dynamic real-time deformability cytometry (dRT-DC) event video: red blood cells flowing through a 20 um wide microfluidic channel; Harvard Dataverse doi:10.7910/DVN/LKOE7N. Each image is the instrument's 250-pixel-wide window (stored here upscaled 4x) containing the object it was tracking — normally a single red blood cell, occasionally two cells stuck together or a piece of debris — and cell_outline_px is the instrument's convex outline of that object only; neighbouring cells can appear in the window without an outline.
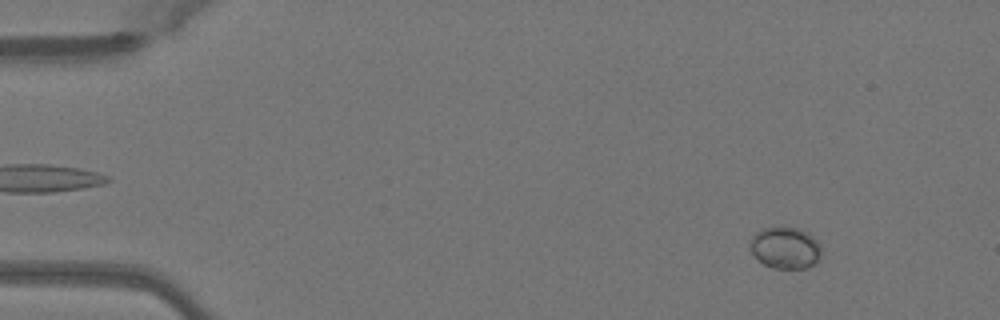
{"species": "Egyptian fruit bat (a non-hibernating species)", "species_latin": "Rousettus aegyptiacus", "temperature_condition": "warm", "stored_images_in_passage": 51, "camera_frame_rate_fps": 3000, "um_per_image_px": 0.085, "animal": {"sex": "female"}, "frame": {"image": 1, "passage_image": 6, "time_ms": 1.667, "image_size_px": [1000, 320], "cell_outline_px": [[824, 256], [812, 264], [804, 268], [772, 268], [764, 264], [752, 252], [748, 244], [748, 240], [756, 232], [764, 228], [796, 228], [804, 232], [816, 240]], "centroid_in_image_um": [66.73, 21.08], "position_along_channel_um": 18.3, "area_um2": 17.05}}
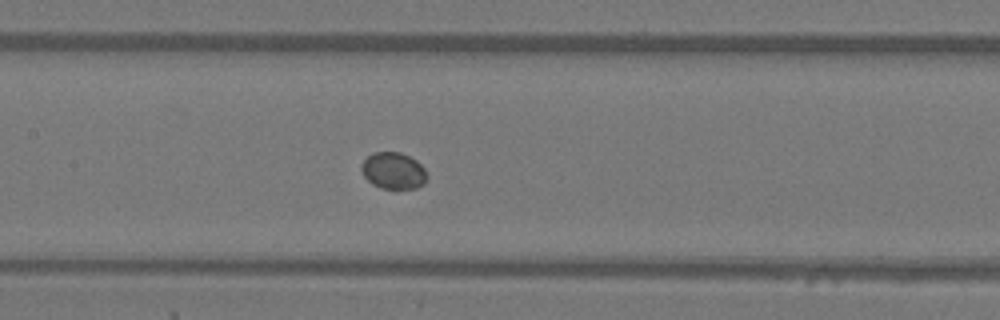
{"frame": {"image": 2, "passage_image": 25, "time_ms": 8.0, "image_size_px": [1000, 320], "cell_outline_px": [[428, 176], [424, 184], [416, 188], [380, 188], [372, 184], [364, 176], [360, 168], [364, 160], [372, 152], [400, 152], [416, 160], [424, 168]], "centroid_in_image_um": [33.44, 14.51], "position_along_channel_um": 174.0, "area_um2": 13.99}}
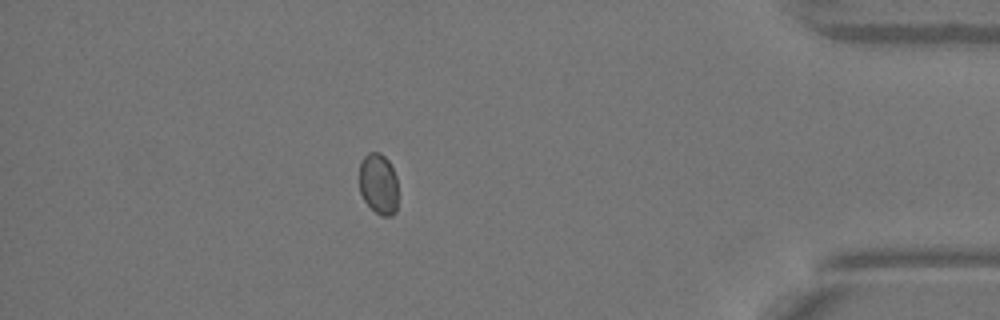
{"frame": {"image": 3, "passage_image": 45, "time_ms": 14.667, "image_size_px": [1000, 320], "cell_outline_px": [[396, 212], [392, 216], [380, 216], [364, 200], [360, 192], [360, 164], [364, 156], [368, 152], [380, 152], [388, 160], [396, 176]], "centroid_in_image_um": [32.17, 15.62], "position_along_channel_um": 403.0, "area_um2": 13.64}}